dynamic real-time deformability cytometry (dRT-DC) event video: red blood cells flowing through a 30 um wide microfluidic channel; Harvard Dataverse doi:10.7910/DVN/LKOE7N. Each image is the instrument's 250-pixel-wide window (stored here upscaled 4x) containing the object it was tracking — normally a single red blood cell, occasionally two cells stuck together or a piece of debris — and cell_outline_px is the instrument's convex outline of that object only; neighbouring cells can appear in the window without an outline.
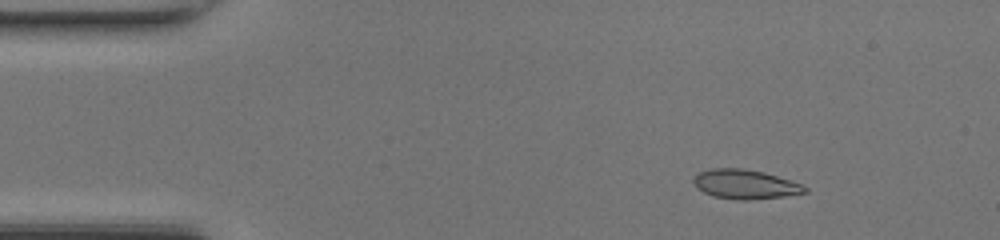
{"species": "common noctule bat (a hibernating species)", "species_latin": "Nyctalus noctula", "temperature_condition": "room temperature", "stored_images_in_passage": 47, "camera_frame_rate_fps": 3000, "um_per_image_px": 0.085, "animal": {"sex": "female", "body_mass_g": 17.0, "forearm_length_mm": 48.0}, "frame": {"image": 1, "passage_image": 6, "time_ms": 1.667, "image_size_px": [1000, 240], "cell_outline_px": [[808, 192], [780, 196], [748, 200], [736, 200], [712, 196], [704, 192], [692, 184], [692, 176], [700, 172], [712, 168], [740, 168], [764, 172], [800, 184], [808, 188]], "centroid_in_image_um": [63.26, 15.66], "position_along_channel_um": 21.7, "area_um2": 18.9}}
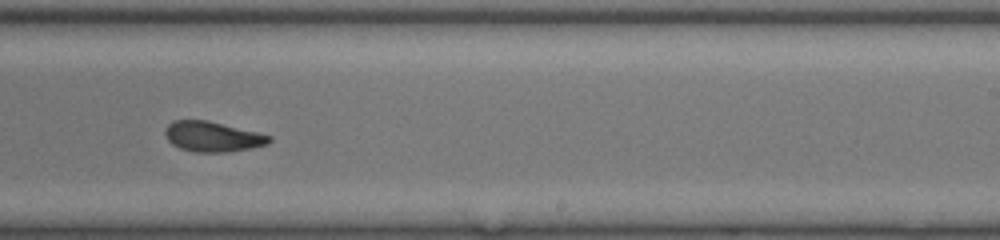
{"frame": {"image": 2, "passage_image": 29, "time_ms": 9.333, "image_size_px": [1000, 240], "cell_outline_px": [[272, 140], [268, 144], [228, 152], [196, 152], [180, 148], [172, 144], [168, 140], [164, 132], [168, 124], [172, 120], [208, 120], [272, 136]], "centroid_in_image_um": [18.05, 11.61], "position_along_channel_um": 271.0, "area_um2": 18.21}}
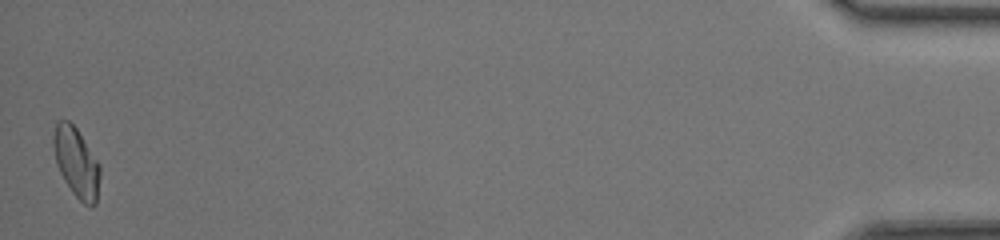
{"frame": {"image": 3, "passage_image": 47, "time_ms": 15.333, "image_size_px": [1000, 240], "cell_outline_px": [[100, 176], [96, 204], [92, 208], [84, 204], [72, 192], [64, 180], [56, 164], [52, 144], [52, 136], [56, 120], [68, 120], [76, 128], [100, 164]], "centroid_in_image_um": [6.48, 13.81], "position_along_channel_um": 428.7, "area_um2": 19.07}, "authors_computed_cell_mechanics": {"area_um2": 18.9006, "velocity_mm_per_s": 4.3395, "shape_relaxation_time_tau1_ms": 3.4178, "shape_relaxation_time_tau2_ms": 1.2626, "deformation_change_tau1": 0.1502, "deformation_change_tau2": 0.0767}}